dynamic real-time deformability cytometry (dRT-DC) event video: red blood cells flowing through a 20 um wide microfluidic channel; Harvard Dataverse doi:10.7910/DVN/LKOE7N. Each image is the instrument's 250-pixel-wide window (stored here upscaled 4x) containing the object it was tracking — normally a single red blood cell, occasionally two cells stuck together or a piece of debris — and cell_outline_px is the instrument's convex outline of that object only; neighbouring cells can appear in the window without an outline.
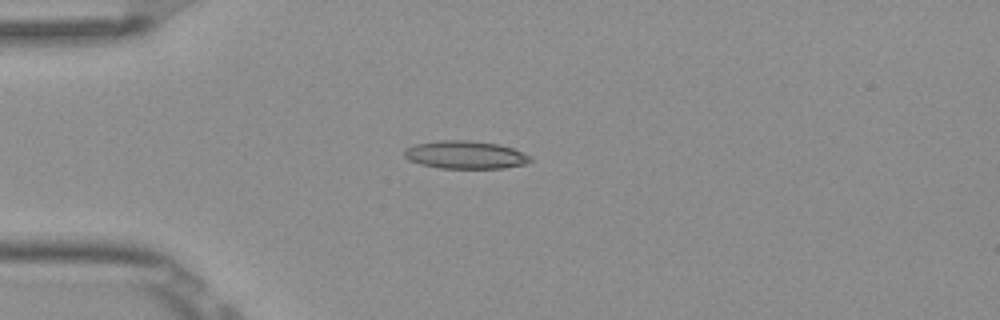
{"species": "Egyptian fruit bat (a non-hibernating species)", "species_latin": "Rousettus aegyptiacus", "temperature_condition": "room temperature", "stored_images_in_passage": 5, "camera_frame_rate_fps": 3000, "um_per_image_px": 0.085, "frame": {"image": 1, "passage_image": 2, "time_ms": 0.333, "image_size_px": [1000, 320], "cell_outline_px": [[532, 160], [524, 164], [504, 168], [440, 168], [420, 164], [408, 160], [404, 156], [404, 148], [416, 144], [440, 140], [468, 140], [500, 144], [512, 148], [532, 156]], "centroid_in_image_um": [39.55, 13.15], "position_along_channel_um": 45.5, "area_um2": 20.58}}
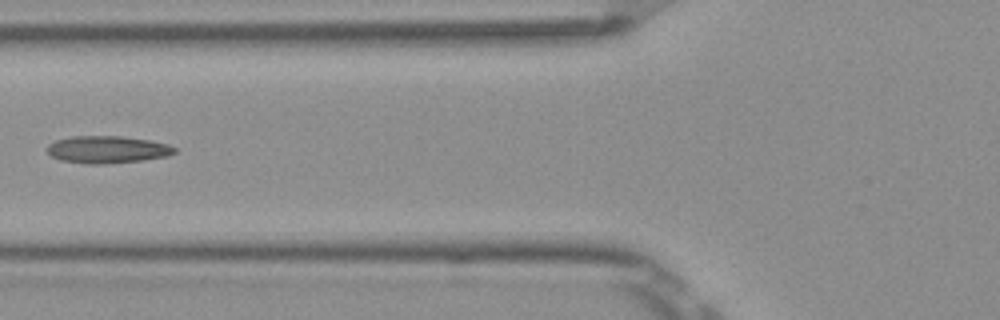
{"frame": {"image": 2, "passage_image": 4, "time_ms": 1.0, "image_size_px": [1000, 320], "cell_outline_px": [[176, 152], [168, 156], [144, 160], [100, 164], [84, 164], [60, 160], [52, 156], [48, 152], [48, 144], [56, 140], [72, 136], [120, 136], [148, 140], [168, 144], [176, 148]], "centroid_in_image_um": [9.12, 12.71], "position_along_channel_um": 116.7, "area_um2": 20.23}}
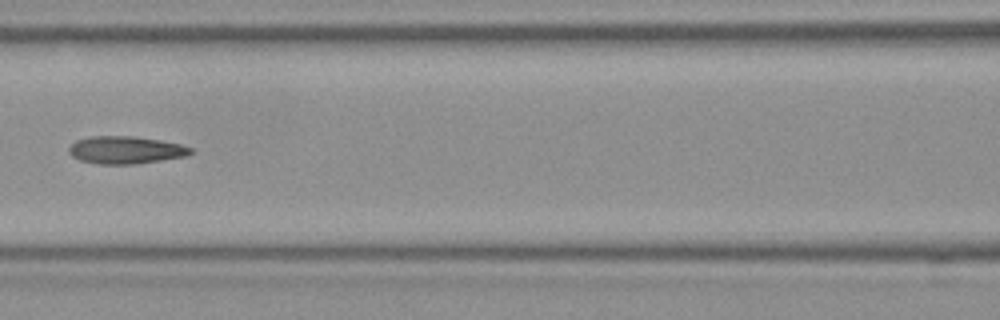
{"frame": {"image": 3, "passage_image": 5, "time_ms": 1.333, "image_size_px": [1000, 320], "cell_outline_px": [[192, 152], [188, 156], [132, 164], [100, 164], [80, 160], [72, 156], [68, 152], [68, 148], [76, 140], [92, 136], [132, 136], [160, 140], [180, 144], [192, 148]], "centroid_in_image_um": [10.67, 12.74], "position_along_channel_um": 155.9, "area_um2": 19.42}}